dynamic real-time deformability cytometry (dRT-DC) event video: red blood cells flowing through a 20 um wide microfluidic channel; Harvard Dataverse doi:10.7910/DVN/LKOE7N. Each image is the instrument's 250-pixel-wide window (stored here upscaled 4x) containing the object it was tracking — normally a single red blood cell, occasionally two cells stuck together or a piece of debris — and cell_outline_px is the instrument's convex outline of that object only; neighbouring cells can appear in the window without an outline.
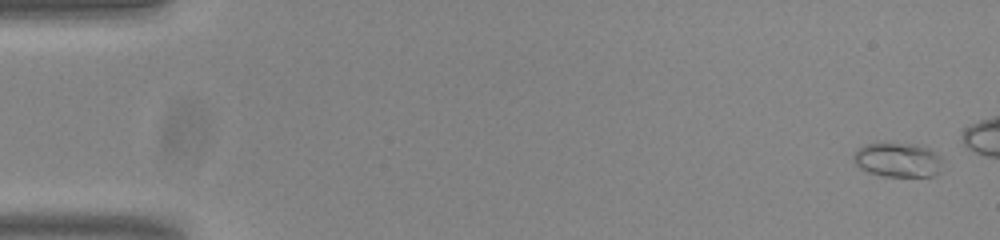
{"species": "common noctule bat (a hibernating species)", "species_latin": "Nyctalus noctula", "temperature_condition": "room temperature", "stored_images_in_passage": 46, "camera_frame_rate_fps": 3000, "um_per_image_px": 0.085, "animal": {"sex": "male", "body_mass_g": 20.0, "forearm_length_mm": 53.3}, "frame": {"image": 1, "passage_image": 1, "time_ms": 0.0, "image_size_px": [1000, 240], "cell_outline_px": [[944, 160], [936, 172], [932, 176], [884, 176], [868, 172], [860, 168], [852, 160], [852, 156], [864, 144], [876, 140], [924, 144], [936, 152]], "centroid_in_image_um": [76.29, 13.51], "position_along_channel_um": 8.7, "area_um2": 18.67}}
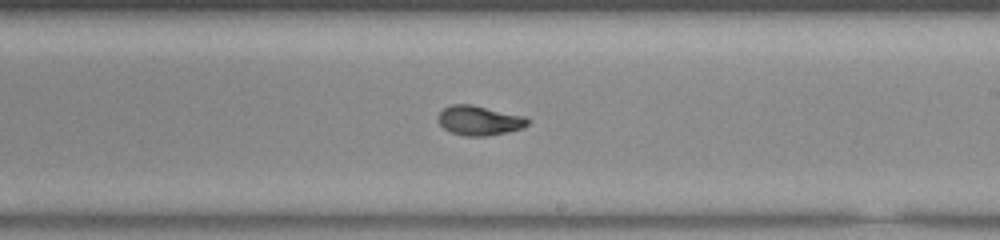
{"frame": {"image": 2, "passage_image": 31, "time_ms": 10.0, "image_size_px": [1000, 240], "cell_outline_px": [[532, 120], [524, 128], [508, 132], [488, 136], [464, 136], [452, 132], [444, 128], [436, 120], [436, 116], [444, 108], [452, 104], [472, 104], [524, 116]], "centroid_in_image_um": [40.75, 10.24], "position_along_channel_um": 248.3, "area_um2": 15.66}}
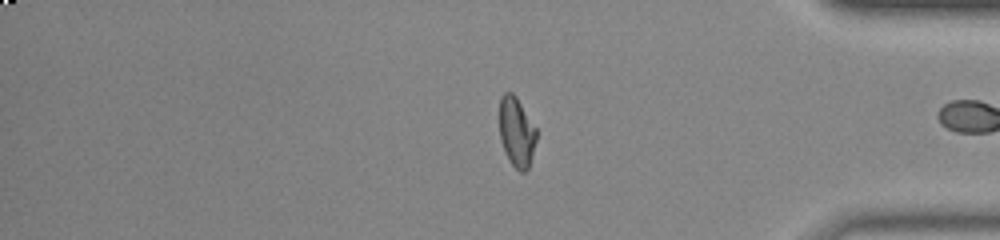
{"frame": {"image": 3, "passage_image": 44, "time_ms": 14.333, "image_size_px": [1000, 240], "cell_outline_px": [[536, 140], [528, 168], [524, 172], [520, 172], [508, 160], [500, 140], [500, 96], [504, 92], [512, 92], [516, 96], [536, 128]], "centroid_in_image_um": [43.89, 11.21], "position_along_channel_um": 391.3, "area_um2": 14.91}, "authors_computed_cell_mechanics": {"area_um2": 15.606, "velocity_mm_per_s": 3.8336, "shape_relaxation_time_tau1_ms": 5.2609, "shape_relaxation_time_tau2_ms": 1.4389, "deformation_change_tau1": 0.198, "deformation_change_tau2": 0.0423}}